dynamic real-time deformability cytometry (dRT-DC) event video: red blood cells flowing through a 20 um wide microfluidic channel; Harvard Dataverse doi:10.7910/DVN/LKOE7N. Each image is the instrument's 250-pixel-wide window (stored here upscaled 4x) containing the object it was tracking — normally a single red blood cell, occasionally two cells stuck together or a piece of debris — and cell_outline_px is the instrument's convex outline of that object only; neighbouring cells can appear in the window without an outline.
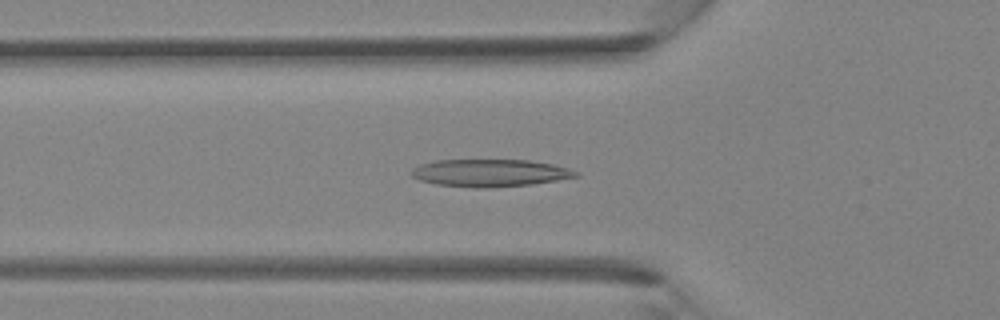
{"species": "Egyptian fruit bat (a non-hibernating species)", "species_latin": "Rousettus aegyptiacus", "temperature_condition": "room temperature", "stored_images_in_passage": 31, "camera_frame_rate_fps": 3000, "um_per_image_px": 0.085, "animal": {"sex": "female"}, "frame": {"image": 1, "passage_image": 8, "time_ms": 2.333, "image_size_px": [1000, 320], "cell_outline_px": [[580, 176], [532, 184], [484, 188], [436, 184], [420, 180], [412, 176], [412, 168], [420, 164], [436, 160], [528, 160], [552, 164], [568, 168], [580, 172]], "centroid_in_image_um": [41.66, 14.69], "position_along_channel_um": 84.1, "area_um2": 26.07}}
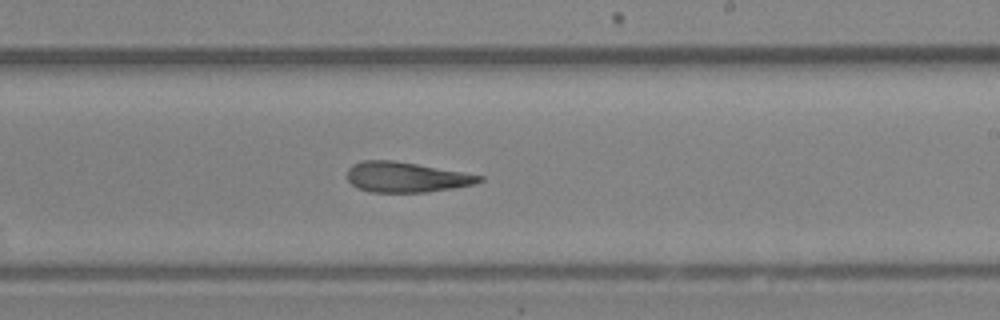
{"frame": {"image": 2, "passage_image": 18, "time_ms": 5.667, "image_size_px": [1000, 320], "cell_outline_px": [[484, 180], [476, 184], [428, 192], [372, 192], [356, 188], [348, 180], [348, 168], [352, 164], [364, 160], [392, 160], [464, 172], [484, 176]], "centroid_in_image_um": [34.53, 15.06], "position_along_channel_um": 254.5, "area_um2": 23.29}}
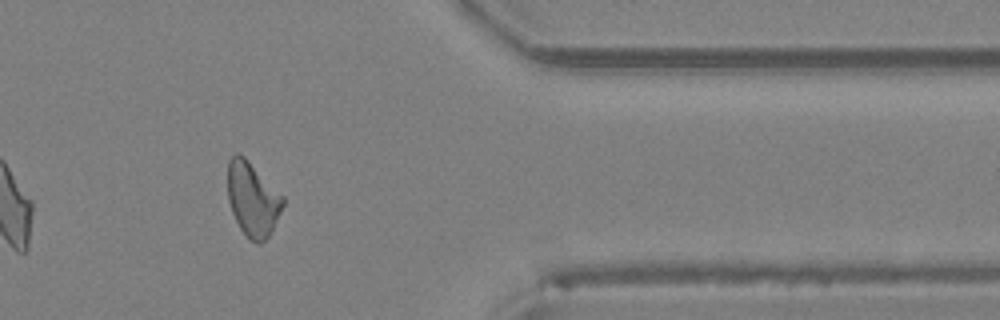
{"frame": {"image": 3, "passage_image": 27, "time_ms": 8.667, "image_size_px": [1000, 320], "cell_outline_px": [[284, 204], [268, 236], [260, 244], [248, 240], [240, 228], [232, 212], [228, 200], [228, 160], [236, 152], [240, 152], [284, 196]], "centroid_in_image_um": [21.46, 16.91], "position_along_channel_um": 389.9, "area_um2": 23.76}}